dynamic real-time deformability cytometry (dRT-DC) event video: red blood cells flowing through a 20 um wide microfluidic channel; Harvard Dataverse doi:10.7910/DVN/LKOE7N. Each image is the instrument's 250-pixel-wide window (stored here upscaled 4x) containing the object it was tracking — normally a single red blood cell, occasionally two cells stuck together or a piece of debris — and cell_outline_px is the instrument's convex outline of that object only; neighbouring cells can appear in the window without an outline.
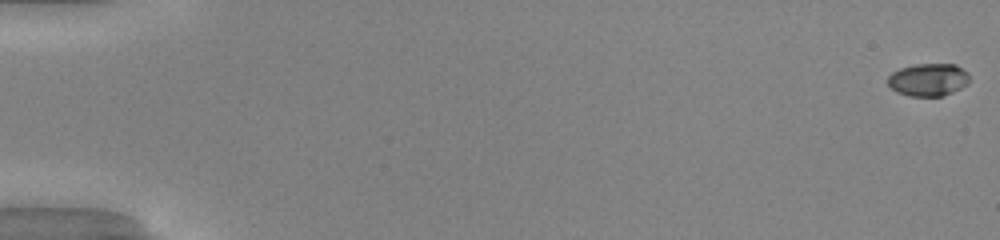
{"species": "common noctule bat (a hibernating species)", "species_latin": "Nyctalus noctula", "temperature_condition": "warm", "stored_images_in_passage": 42, "camera_frame_rate_fps": 3000, "um_per_image_px": 0.085, "animal": {"sex": "male", "body_mass_g": 20.0, "forearm_length_mm": 53.3}, "frame": {"image": 1, "passage_image": 1, "time_ms": 0.0, "image_size_px": [1000, 240], "cell_outline_px": [[968, 84], [944, 96], [908, 96], [896, 92], [888, 84], [888, 76], [892, 72], [900, 68], [916, 64], [956, 64], [968, 72]], "centroid_in_image_um": [78.9, 6.77], "position_along_channel_um": 6.1, "area_um2": 15.61}}
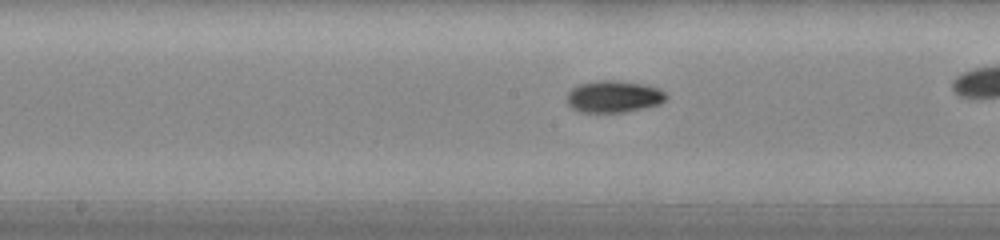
{"frame": {"image": 2, "passage_image": 28, "time_ms": 9.0, "image_size_px": [1000, 240], "cell_outline_px": [[668, 96], [660, 104], [644, 108], [624, 112], [580, 112], [572, 108], [568, 104], [568, 92], [572, 88], [580, 84], [596, 80], [616, 80], [644, 84], [660, 88]], "centroid_in_image_um": [52.18, 8.2], "position_along_channel_um": 196.0, "area_um2": 18.5}}
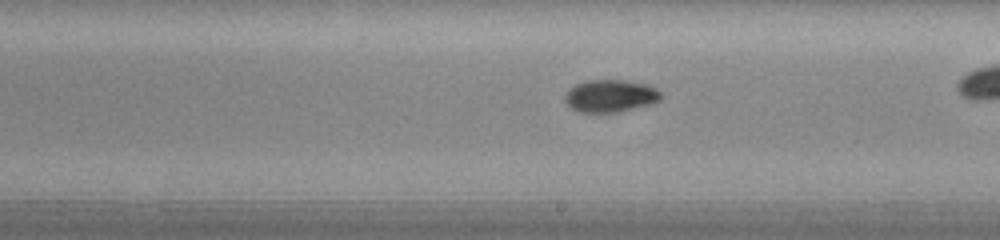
{"frame": {"image": 3, "passage_image": 31, "time_ms": 10.0, "image_size_px": [1000, 240], "cell_outline_px": [[664, 96], [660, 100], [652, 104], [616, 112], [576, 112], [564, 100], [564, 96], [568, 88], [584, 80], [624, 80], [648, 84], [656, 88]], "centroid_in_image_um": [51.88, 8.14], "position_along_channel_um": 237.1, "area_um2": 18.38}}